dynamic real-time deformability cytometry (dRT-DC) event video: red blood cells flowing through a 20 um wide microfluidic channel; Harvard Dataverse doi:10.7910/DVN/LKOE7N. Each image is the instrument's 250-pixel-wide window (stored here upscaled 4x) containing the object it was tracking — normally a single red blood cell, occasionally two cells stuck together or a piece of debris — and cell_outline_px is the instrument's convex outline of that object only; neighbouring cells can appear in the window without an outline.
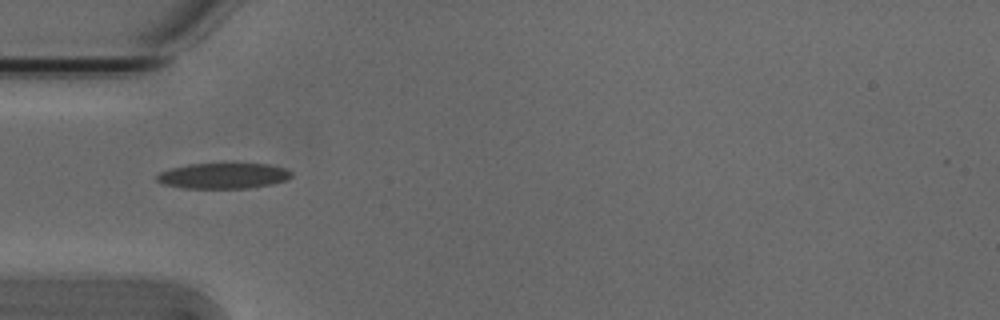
{"species": "Egyptian fruit bat (a non-hibernating species)", "species_latin": "Rousettus aegyptiacus", "temperature_condition": "cold", "stored_images_in_passage": 38, "camera_frame_rate_fps": 3000, "um_per_image_px": 0.085, "animal": {"sex": "male"}, "frame": {"image": 1, "passage_image": 1, "time_ms": 0.0, "image_size_px": [1000, 320], "cell_outline_px": [[292, 176], [288, 180], [272, 184], [248, 188], [180, 188], [164, 184], [156, 180], [156, 176], [160, 172], [172, 168], [188, 164], [268, 164], [284, 168], [292, 172]], "centroid_in_image_um": [18.99, 14.95], "position_along_channel_um": 66.0, "area_um2": 20.06}}
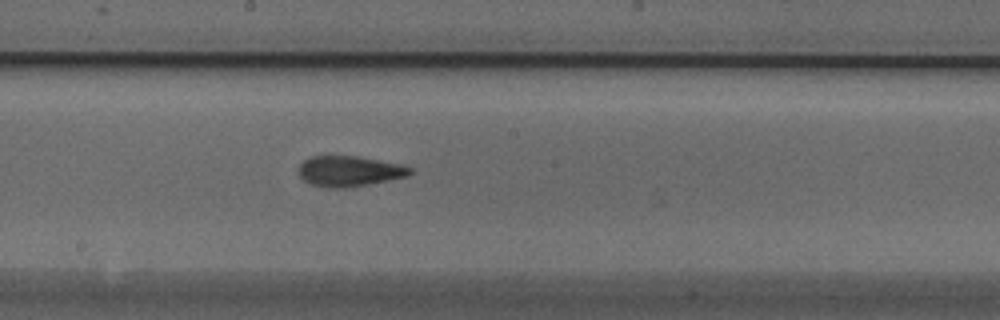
{"frame": {"image": 2, "passage_image": 13, "time_ms": 4.0, "image_size_px": [1000, 320], "cell_outline_px": [[412, 172], [408, 176], [368, 184], [344, 188], [324, 188], [308, 184], [296, 172], [300, 164], [304, 160], [312, 156], [356, 156], [400, 164], [412, 168]], "centroid_in_image_um": [29.63, 14.56], "position_along_channel_um": 218.6, "area_um2": 19.88}}
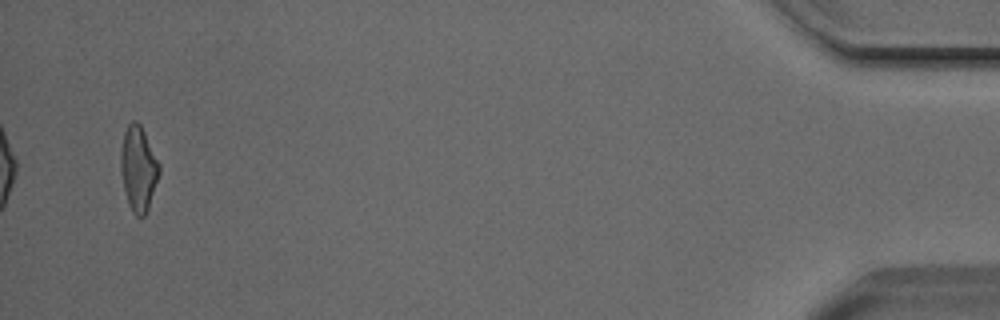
{"frame": {"image": 3, "passage_image": 36, "time_ms": 11.667, "image_size_px": [1000, 320], "cell_outline_px": [[160, 172], [148, 208], [144, 216], [136, 216], [132, 212], [128, 204], [120, 172], [120, 148], [124, 132], [128, 124], [132, 120], [136, 120], [140, 124], [160, 164]], "centroid_in_image_um": [11.74, 14.31], "position_along_channel_um": 423.5, "area_um2": 19.07}, "authors_computed_cell_mechanics": {"area_um2": 19.2763, "velocity_mm_per_s": 3.8204, "shape_relaxation_time_tau1_ms": 4.3297, "shape_relaxation_time_tau2_ms": 2.5716, "deformation_change_tau1": 0.1384, "deformation_change_tau2": 0.1071}}